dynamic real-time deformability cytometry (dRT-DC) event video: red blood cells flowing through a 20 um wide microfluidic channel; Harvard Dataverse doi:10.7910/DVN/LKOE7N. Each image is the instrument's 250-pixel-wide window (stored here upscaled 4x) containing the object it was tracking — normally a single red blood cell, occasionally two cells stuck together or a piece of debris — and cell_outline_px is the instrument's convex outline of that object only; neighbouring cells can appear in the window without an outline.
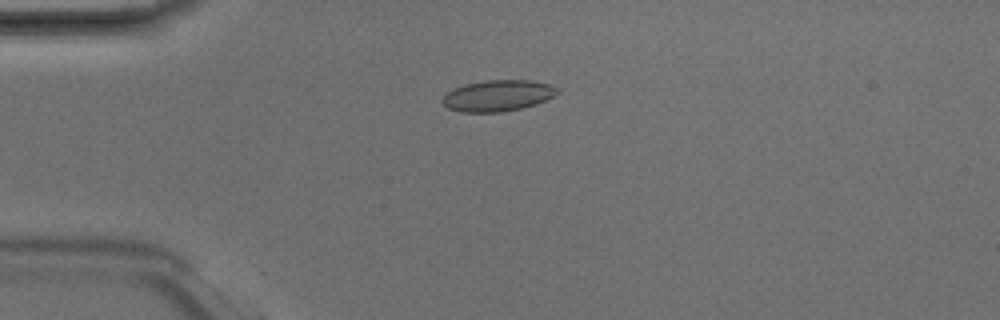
{"species": "Egyptian fruit bat (a non-hibernating species)", "species_latin": "Rousettus aegyptiacus", "temperature_condition": "room temperature", "stored_images_in_passage": 7, "camera_frame_rate_fps": 3000, "um_per_image_px": 0.085, "animal": {"sex": "male"}, "frame": {"image": 1, "passage_image": 4, "time_ms": 1.0, "image_size_px": [1000, 320], "cell_outline_px": [[556, 92], [552, 96], [536, 104], [520, 108], [500, 112], [460, 112], [448, 108], [440, 100], [452, 88], [464, 84], [484, 80], [532, 80], [548, 84], [556, 88]], "centroid_in_image_um": [42.24, 8.12], "position_along_channel_um": 42.8, "area_um2": 20.69}}